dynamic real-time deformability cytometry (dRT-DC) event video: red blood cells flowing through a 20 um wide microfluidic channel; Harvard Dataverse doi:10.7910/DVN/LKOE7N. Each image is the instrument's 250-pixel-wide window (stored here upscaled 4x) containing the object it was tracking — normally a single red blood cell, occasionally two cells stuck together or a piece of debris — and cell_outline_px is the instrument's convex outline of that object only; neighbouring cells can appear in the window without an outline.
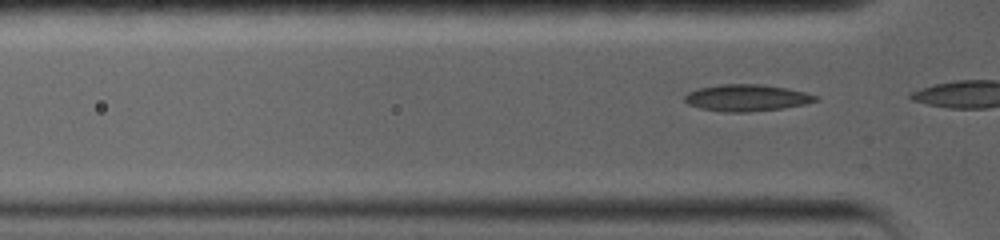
{"species": "common noctule bat (a hibernating species)", "species_latin": "Nyctalus noctula", "temperature_condition": "warm", "stored_images_in_passage": 3, "camera_frame_rate_fps": 5000, "um_per_image_px": 0.085, "animal": {"sex": "female", "body_mass_g": 19.0, "forearm_length_mm": 56.7}, "frame": {"image": 1, "passage_image": 2, "time_ms": 0.2, "image_size_px": [1000, 240], "cell_outline_px": [[820, 100], [804, 104], [784, 108], [748, 112], [724, 112], [700, 108], [688, 104], [684, 100], [684, 96], [688, 92], [696, 88], [720, 84], [760, 84], [788, 88], [820, 96]], "centroid_in_image_um": [63.47, 8.31], "position_along_channel_um": 62.3, "area_um2": 20.58}}